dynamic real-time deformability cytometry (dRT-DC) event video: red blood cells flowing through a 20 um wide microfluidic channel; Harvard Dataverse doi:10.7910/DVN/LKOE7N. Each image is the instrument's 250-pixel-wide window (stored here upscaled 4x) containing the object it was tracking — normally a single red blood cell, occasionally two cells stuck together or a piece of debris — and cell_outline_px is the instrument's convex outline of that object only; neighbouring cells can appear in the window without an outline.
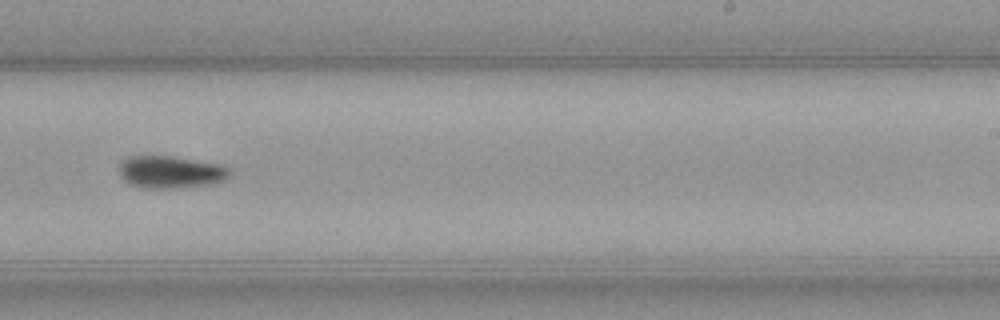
{"species": "common noctule bat (a hibernating species)", "species_latin": "Nyctalus noctula", "temperature_condition": "warm", "stored_images_in_passage": 42, "segment_of_instrument_passage": [2, 2], "camera_frame_rate_fps": 3000, "um_per_image_px": 0.085, "animal": {"sex": "female", "body_mass_g": 21.9}, "frame": {"image": 1, "passage_image": 23, "time_ms": 7.333, "image_size_px": [1000, 320], "cell_outline_px": [[232, 172], [224, 180], [212, 184], [184, 188], [144, 188], [132, 184], [124, 180], [120, 176], [120, 164], [128, 156], [172, 156], [220, 164], [228, 168]], "centroid_in_image_um": [14.53, 14.63], "position_along_channel_um": 274.5, "area_um2": 20.87}}
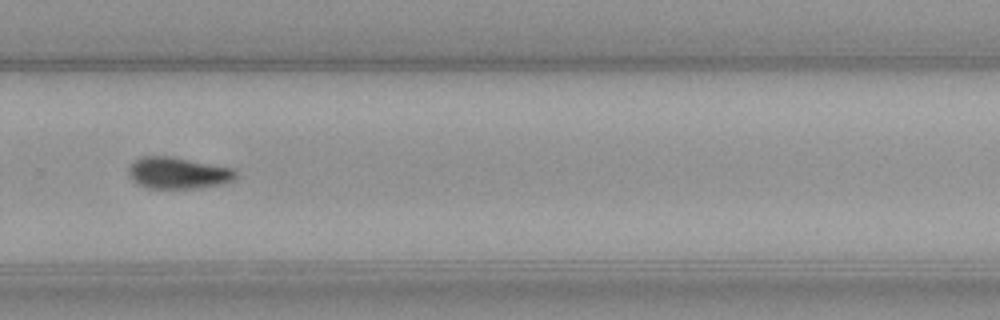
{"frame": {"image": 2, "passage_image": 26, "time_ms": 8.333, "image_size_px": [1000, 320], "cell_outline_px": [[240, 176], [236, 180], [224, 184], [200, 188], [148, 188], [140, 184], [128, 172], [128, 168], [136, 160], [144, 156], [168, 156], [236, 168]], "centroid_in_image_um": [15.28, 14.71], "position_along_channel_um": 314.5, "area_um2": 19.77}}
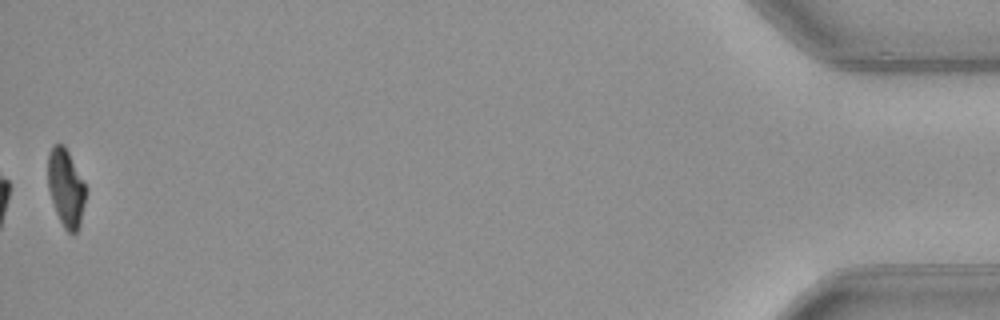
{"frame": {"image": 3, "passage_image": 42, "time_ms": 13.667, "image_size_px": [1000, 320], "cell_outline_px": [[88, 188], [80, 224], [76, 232], [72, 236], [64, 228], [56, 212], [48, 188], [48, 156], [52, 144], [64, 144]], "centroid_in_image_um": [5.62, 15.97], "position_along_channel_um": 429.6, "area_um2": 17.34}}